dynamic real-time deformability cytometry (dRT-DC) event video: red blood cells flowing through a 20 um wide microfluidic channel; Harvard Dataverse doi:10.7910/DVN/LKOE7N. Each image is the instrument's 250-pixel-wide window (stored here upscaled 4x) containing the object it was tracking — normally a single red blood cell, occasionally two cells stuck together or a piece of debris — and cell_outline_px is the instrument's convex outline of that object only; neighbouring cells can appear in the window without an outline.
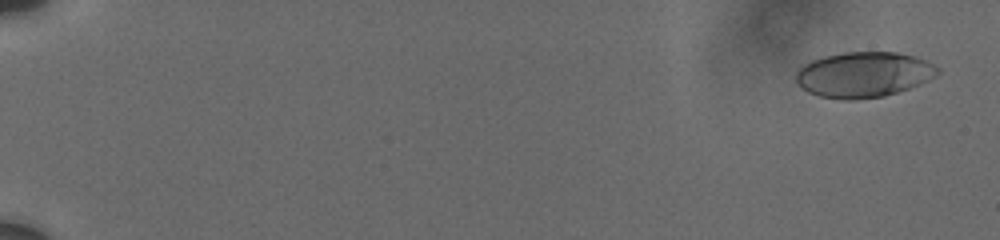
{"species": "human", "species_latin": "Homo sapiens", "temperature_condition": "cold", "stored_images_in_passage": 62, "camera_frame_rate_fps": 3000, "um_per_image_px": 0.085, "donor": {"sex": "male"}, "frame": {"image": 1, "passage_image": 4, "time_ms": 0.667, "image_size_px": [1000, 240], "cell_outline_px": [[940, 72], [936, 76], [920, 84], [884, 96], [856, 100], [844, 100], [820, 96], [808, 92], [796, 80], [796, 72], [804, 64], [812, 60], [824, 56], [844, 52], [896, 52], [912, 56], [924, 60], [940, 68]], "centroid_in_image_um": [73.42, 6.34], "position_along_channel_um": 11.6, "area_um2": 37.34}}
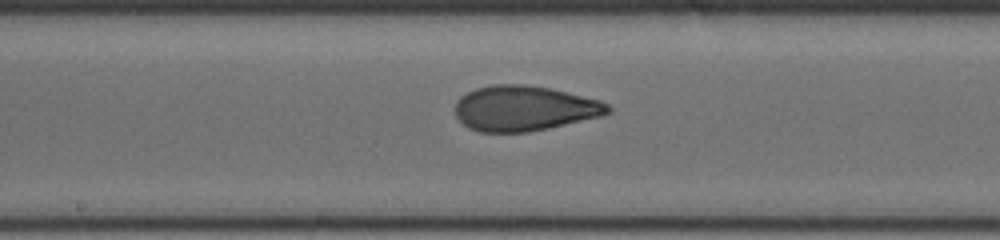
{"frame": {"image": 2, "passage_image": 39, "time_ms": 11.0, "image_size_px": [1000, 240], "cell_outline_px": [[612, 112], [604, 116], [548, 128], [528, 132], [480, 132], [468, 128], [456, 116], [456, 100], [460, 96], [476, 88], [492, 84], [524, 84], [548, 88], [600, 100], [608, 104], [612, 108]], "centroid_in_image_um": [44.58, 9.21], "position_along_channel_um": 203.6, "area_um2": 40.34}}
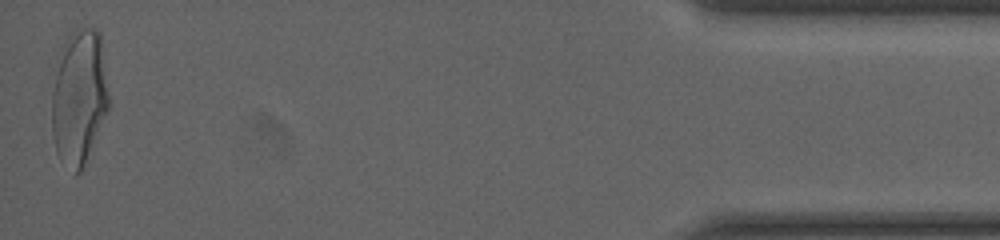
{"frame": {"image": 3, "passage_image": 62, "time_ms": 19.0, "image_size_px": [1000, 240], "cell_outline_px": [[108, 108], [84, 164], [80, 172], [76, 176], [56, 152], [52, 132], [52, 92], [56, 76], [68, 36], [76, 28], [96, 28], [100, 32], [108, 96]], "centroid_in_image_um": [6.73, 8.28], "position_along_channel_um": 428.5, "area_um2": 43.52}, "authors_computed_cell_mechanics": {"area_um2": 39.304, "velocity_mm_per_s": 3.7418, "shape_relaxation_time_tau1_ms": 4.3527, "shape_relaxation_time_tau2_ms": 1.0405, "deformation_change_tau1": 0.1849, "deformation_change_tau2": 0.0743}}